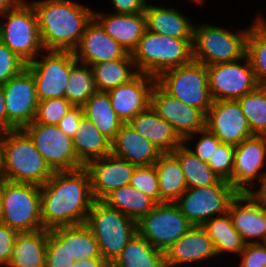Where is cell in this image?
<instances>
[{
  "label": "cell",
  "instance_id": "35",
  "mask_svg": "<svg viewBox=\"0 0 266 267\" xmlns=\"http://www.w3.org/2000/svg\"><path fill=\"white\" fill-rule=\"evenodd\" d=\"M203 227L214 243L217 256L225 252L239 254L244 248L245 243L234 228L228 212L209 219Z\"/></svg>",
  "mask_w": 266,
  "mask_h": 267
},
{
  "label": "cell",
  "instance_id": "57",
  "mask_svg": "<svg viewBox=\"0 0 266 267\" xmlns=\"http://www.w3.org/2000/svg\"><path fill=\"white\" fill-rule=\"evenodd\" d=\"M2 179V173H1V157H0V180Z\"/></svg>",
  "mask_w": 266,
  "mask_h": 267
},
{
  "label": "cell",
  "instance_id": "33",
  "mask_svg": "<svg viewBox=\"0 0 266 267\" xmlns=\"http://www.w3.org/2000/svg\"><path fill=\"white\" fill-rule=\"evenodd\" d=\"M110 267H166L165 253L136 234Z\"/></svg>",
  "mask_w": 266,
  "mask_h": 267
},
{
  "label": "cell",
  "instance_id": "11",
  "mask_svg": "<svg viewBox=\"0 0 266 267\" xmlns=\"http://www.w3.org/2000/svg\"><path fill=\"white\" fill-rule=\"evenodd\" d=\"M193 225L175 203L157 204L137 222V234L165 253Z\"/></svg>",
  "mask_w": 266,
  "mask_h": 267
},
{
  "label": "cell",
  "instance_id": "21",
  "mask_svg": "<svg viewBox=\"0 0 266 267\" xmlns=\"http://www.w3.org/2000/svg\"><path fill=\"white\" fill-rule=\"evenodd\" d=\"M155 84V77L139 73L128 83L107 92L112 108L122 123H128L150 106V96Z\"/></svg>",
  "mask_w": 266,
  "mask_h": 267
},
{
  "label": "cell",
  "instance_id": "48",
  "mask_svg": "<svg viewBox=\"0 0 266 267\" xmlns=\"http://www.w3.org/2000/svg\"><path fill=\"white\" fill-rule=\"evenodd\" d=\"M18 232L6 224H0V266L7 267Z\"/></svg>",
  "mask_w": 266,
  "mask_h": 267
},
{
  "label": "cell",
  "instance_id": "5",
  "mask_svg": "<svg viewBox=\"0 0 266 267\" xmlns=\"http://www.w3.org/2000/svg\"><path fill=\"white\" fill-rule=\"evenodd\" d=\"M85 225L97 240L101 257L109 264L137 234V222L101 200L93 202Z\"/></svg>",
  "mask_w": 266,
  "mask_h": 267
},
{
  "label": "cell",
  "instance_id": "26",
  "mask_svg": "<svg viewBox=\"0 0 266 267\" xmlns=\"http://www.w3.org/2000/svg\"><path fill=\"white\" fill-rule=\"evenodd\" d=\"M93 18L129 54L135 50L146 30L144 12L107 15L93 11Z\"/></svg>",
  "mask_w": 266,
  "mask_h": 267
},
{
  "label": "cell",
  "instance_id": "38",
  "mask_svg": "<svg viewBox=\"0 0 266 267\" xmlns=\"http://www.w3.org/2000/svg\"><path fill=\"white\" fill-rule=\"evenodd\" d=\"M253 135H266V88L257 87L237 99Z\"/></svg>",
  "mask_w": 266,
  "mask_h": 267
},
{
  "label": "cell",
  "instance_id": "45",
  "mask_svg": "<svg viewBox=\"0 0 266 267\" xmlns=\"http://www.w3.org/2000/svg\"><path fill=\"white\" fill-rule=\"evenodd\" d=\"M26 65L12 50L0 42V84L8 82L26 68Z\"/></svg>",
  "mask_w": 266,
  "mask_h": 267
},
{
  "label": "cell",
  "instance_id": "50",
  "mask_svg": "<svg viewBox=\"0 0 266 267\" xmlns=\"http://www.w3.org/2000/svg\"><path fill=\"white\" fill-rule=\"evenodd\" d=\"M116 14H134L144 12L146 0H112Z\"/></svg>",
  "mask_w": 266,
  "mask_h": 267
},
{
  "label": "cell",
  "instance_id": "47",
  "mask_svg": "<svg viewBox=\"0 0 266 267\" xmlns=\"http://www.w3.org/2000/svg\"><path fill=\"white\" fill-rule=\"evenodd\" d=\"M199 135L201 137L198 139L195 150L187 147L194 155H196L203 162L208 163L214 150L222 143L212 132L207 128L200 130Z\"/></svg>",
  "mask_w": 266,
  "mask_h": 267
},
{
  "label": "cell",
  "instance_id": "52",
  "mask_svg": "<svg viewBox=\"0 0 266 267\" xmlns=\"http://www.w3.org/2000/svg\"><path fill=\"white\" fill-rule=\"evenodd\" d=\"M7 131V113L3 85L0 84V132Z\"/></svg>",
  "mask_w": 266,
  "mask_h": 267
},
{
  "label": "cell",
  "instance_id": "6",
  "mask_svg": "<svg viewBox=\"0 0 266 267\" xmlns=\"http://www.w3.org/2000/svg\"><path fill=\"white\" fill-rule=\"evenodd\" d=\"M251 27L234 34L210 24L194 25L193 60L209 66L242 59L246 55V38Z\"/></svg>",
  "mask_w": 266,
  "mask_h": 267
},
{
  "label": "cell",
  "instance_id": "7",
  "mask_svg": "<svg viewBox=\"0 0 266 267\" xmlns=\"http://www.w3.org/2000/svg\"><path fill=\"white\" fill-rule=\"evenodd\" d=\"M2 223L18 233L43 228L40 186L2 179Z\"/></svg>",
  "mask_w": 266,
  "mask_h": 267
},
{
  "label": "cell",
  "instance_id": "39",
  "mask_svg": "<svg viewBox=\"0 0 266 267\" xmlns=\"http://www.w3.org/2000/svg\"><path fill=\"white\" fill-rule=\"evenodd\" d=\"M67 252L74 261L101 257L97 240L85 224L67 226Z\"/></svg>",
  "mask_w": 266,
  "mask_h": 267
},
{
  "label": "cell",
  "instance_id": "32",
  "mask_svg": "<svg viewBox=\"0 0 266 267\" xmlns=\"http://www.w3.org/2000/svg\"><path fill=\"white\" fill-rule=\"evenodd\" d=\"M98 92H108L135 78L139 72L132 58H119L91 66Z\"/></svg>",
  "mask_w": 266,
  "mask_h": 267
},
{
  "label": "cell",
  "instance_id": "16",
  "mask_svg": "<svg viewBox=\"0 0 266 267\" xmlns=\"http://www.w3.org/2000/svg\"><path fill=\"white\" fill-rule=\"evenodd\" d=\"M150 107L168 122L183 139V144L206 128V114L170 96L157 83L150 96Z\"/></svg>",
  "mask_w": 266,
  "mask_h": 267
},
{
  "label": "cell",
  "instance_id": "53",
  "mask_svg": "<svg viewBox=\"0 0 266 267\" xmlns=\"http://www.w3.org/2000/svg\"><path fill=\"white\" fill-rule=\"evenodd\" d=\"M251 26L264 40H266V20L258 17Z\"/></svg>",
  "mask_w": 266,
  "mask_h": 267
},
{
  "label": "cell",
  "instance_id": "30",
  "mask_svg": "<svg viewBox=\"0 0 266 267\" xmlns=\"http://www.w3.org/2000/svg\"><path fill=\"white\" fill-rule=\"evenodd\" d=\"M154 166L158 176L160 203H174L188 189L178 159L172 153H162Z\"/></svg>",
  "mask_w": 266,
  "mask_h": 267
},
{
  "label": "cell",
  "instance_id": "51",
  "mask_svg": "<svg viewBox=\"0 0 266 267\" xmlns=\"http://www.w3.org/2000/svg\"><path fill=\"white\" fill-rule=\"evenodd\" d=\"M72 267H110V264L102 257H92L77 260Z\"/></svg>",
  "mask_w": 266,
  "mask_h": 267
},
{
  "label": "cell",
  "instance_id": "10",
  "mask_svg": "<svg viewBox=\"0 0 266 267\" xmlns=\"http://www.w3.org/2000/svg\"><path fill=\"white\" fill-rule=\"evenodd\" d=\"M238 193L229 181L221 179L214 185L188 188L174 203L193 226H203L217 213L228 212Z\"/></svg>",
  "mask_w": 266,
  "mask_h": 267
},
{
  "label": "cell",
  "instance_id": "17",
  "mask_svg": "<svg viewBox=\"0 0 266 267\" xmlns=\"http://www.w3.org/2000/svg\"><path fill=\"white\" fill-rule=\"evenodd\" d=\"M266 159V135H253L235 146L233 174L229 181L239 193H252L247 185L256 184L257 179L266 178L262 171ZM256 180V181H255ZM247 184V185H246Z\"/></svg>",
  "mask_w": 266,
  "mask_h": 267
},
{
  "label": "cell",
  "instance_id": "44",
  "mask_svg": "<svg viewBox=\"0 0 266 267\" xmlns=\"http://www.w3.org/2000/svg\"><path fill=\"white\" fill-rule=\"evenodd\" d=\"M234 151V145L221 143L207 163L222 180L230 181L232 178Z\"/></svg>",
  "mask_w": 266,
  "mask_h": 267
},
{
  "label": "cell",
  "instance_id": "42",
  "mask_svg": "<svg viewBox=\"0 0 266 267\" xmlns=\"http://www.w3.org/2000/svg\"><path fill=\"white\" fill-rule=\"evenodd\" d=\"M73 105L65 98H51L38 102L35 122L57 125Z\"/></svg>",
  "mask_w": 266,
  "mask_h": 267
},
{
  "label": "cell",
  "instance_id": "58",
  "mask_svg": "<svg viewBox=\"0 0 266 267\" xmlns=\"http://www.w3.org/2000/svg\"><path fill=\"white\" fill-rule=\"evenodd\" d=\"M193 1H195L197 3H204L203 1H205V0H193Z\"/></svg>",
  "mask_w": 266,
  "mask_h": 267
},
{
  "label": "cell",
  "instance_id": "2",
  "mask_svg": "<svg viewBox=\"0 0 266 267\" xmlns=\"http://www.w3.org/2000/svg\"><path fill=\"white\" fill-rule=\"evenodd\" d=\"M44 50L72 51L78 45L93 10L70 0L31 1Z\"/></svg>",
  "mask_w": 266,
  "mask_h": 267
},
{
  "label": "cell",
  "instance_id": "15",
  "mask_svg": "<svg viewBox=\"0 0 266 267\" xmlns=\"http://www.w3.org/2000/svg\"><path fill=\"white\" fill-rule=\"evenodd\" d=\"M7 113V131L23 129L34 121L38 106L36 84L26 67L3 84Z\"/></svg>",
  "mask_w": 266,
  "mask_h": 267
},
{
  "label": "cell",
  "instance_id": "4",
  "mask_svg": "<svg viewBox=\"0 0 266 267\" xmlns=\"http://www.w3.org/2000/svg\"><path fill=\"white\" fill-rule=\"evenodd\" d=\"M192 42L145 30L131 56L139 73L157 78L193 60Z\"/></svg>",
  "mask_w": 266,
  "mask_h": 267
},
{
  "label": "cell",
  "instance_id": "46",
  "mask_svg": "<svg viewBox=\"0 0 266 267\" xmlns=\"http://www.w3.org/2000/svg\"><path fill=\"white\" fill-rule=\"evenodd\" d=\"M241 261L239 267H266V244L249 243L239 253Z\"/></svg>",
  "mask_w": 266,
  "mask_h": 267
},
{
  "label": "cell",
  "instance_id": "14",
  "mask_svg": "<svg viewBox=\"0 0 266 267\" xmlns=\"http://www.w3.org/2000/svg\"><path fill=\"white\" fill-rule=\"evenodd\" d=\"M242 61H245L244 65L239 63ZM207 74L213 101L237 100L258 87L247 55L234 62L209 65Z\"/></svg>",
  "mask_w": 266,
  "mask_h": 267
},
{
  "label": "cell",
  "instance_id": "20",
  "mask_svg": "<svg viewBox=\"0 0 266 267\" xmlns=\"http://www.w3.org/2000/svg\"><path fill=\"white\" fill-rule=\"evenodd\" d=\"M73 54L78 62L89 66L119 58H132L94 18L87 23Z\"/></svg>",
  "mask_w": 266,
  "mask_h": 267
},
{
  "label": "cell",
  "instance_id": "54",
  "mask_svg": "<svg viewBox=\"0 0 266 267\" xmlns=\"http://www.w3.org/2000/svg\"><path fill=\"white\" fill-rule=\"evenodd\" d=\"M252 194L260 201L264 208H266V178L260 184V189L253 191Z\"/></svg>",
  "mask_w": 266,
  "mask_h": 267
},
{
  "label": "cell",
  "instance_id": "23",
  "mask_svg": "<svg viewBox=\"0 0 266 267\" xmlns=\"http://www.w3.org/2000/svg\"><path fill=\"white\" fill-rule=\"evenodd\" d=\"M217 256L214 243L203 226H193L165 251L166 267L203 261Z\"/></svg>",
  "mask_w": 266,
  "mask_h": 267
},
{
  "label": "cell",
  "instance_id": "1",
  "mask_svg": "<svg viewBox=\"0 0 266 267\" xmlns=\"http://www.w3.org/2000/svg\"><path fill=\"white\" fill-rule=\"evenodd\" d=\"M43 228L51 230L85 224L95 201L88 170L55 171L40 186Z\"/></svg>",
  "mask_w": 266,
  "mask_h": 267
},
{
  "label": "cell",
  "instance_id": "55",
  "mask_svg": "<svg viewBox=\"0 0 266 267\" xmlns=\"http://www.w3.org/2000/svg\"><path fill=\"white\" fill-rule=\"evenodd\" d=\"M24 0H0V15L21 4Z\"/></svg>",
  "mask_w": 266,
  "mask_h": 267
},
{
  "label": "cell",
  "instance_id": "28",
  "mask_svg": "<svg viewBox=\"0 0 266 267\" xmlns=\"http://www.w3.org/2000/svg\"><path fill=\"white\" fill-rule=\"evenodd\" d=\"M72 140L77 159L84 167L92 160L111 154V141L85 115Z\"/></svg>",
  "mask_w": 266,
  "mask_h": 267
},
{
  "label": "cell",
  "instance_id": "40",
  "mask_svg": "<svg viewBox=\"0 0 266 267\" xmlns=\"http://www.w3.org/2000/svg\"><path fill=\"white\" fill-rule=\"evenodd\" d=\"M74 262L67 252V227L47 230L45 267H72Z\"/></svg>",
  "mask_w": 266,
  "mask_h": 267
},
{
  "label": "cell",
  "instance_id": "27",
  "mask_svg": "<svg viewBox=\"0 0 266 267\" xmlns=\"http://www.w3.org/2000/svg\"><path fill=\"white\" fill-rule=\"evenodd\" d=\"M146 30L185 40H193L194 24L174 8L147 3L144 10Z\"/></svg>",
  "mask_w": 266,
  "mask_h": 267
},
{
  "label": "cell",
  "instance_id": "12",
  "mask_svg": "<svg viewBox=\"0 0 266 267\" xmlns=\"http://www.w3.org/2000/svg\"><path fill=\"white\" fill-rule=\"evenodd\" d=\"M23 130L32 139L46 164L55 171H71L84 167L77 159L73 140L57 125L33 121Z\"/></svg>",
  "mask_w": 266,
  "mask_h": 267
},
{
  "label": "cell",
  "instance_id": "36",
  "mask_svg": "<svg viewBox=\"0 0 266 267\" xmlns=\"http://www.w3.org/2000/svg\"><path fill=\"white\" fill-rule=\"evenodd\" d=\"M182 144L172 154L178 159L185 176L187 188H198L218 183L221 179L206 162H203Z\"/></svg>",
  "mask_w": 266,
  "mask_h": 267
},
{
  "label": "cell",
  "instance_id": "31",
  "mask_svg": "<svg viewBox=\"0 0 266 267\" xmlns=\"http://www.w3.org/2000/svg\"><path fill=\"white\" fill-rule=\"evenodd\" d=\"M101 201L135 222H138L157 205L152 198L130 184L112 190Z\"/></svg>",
  "mask_w": 266,
  "mask_h": 267
},
{
  "label": "cell",
  "instance_id": "49",
  "mask_svg": "<svg viewBox=\"0 0 266 267\" xmlns=\"http://www.w3.org/2000/svg\"><path fill=\"white\" fill-rule=\"evenodd\" d=\"M83 116V107L73 106L71 110L60 120L57 126L60 131L73 138Z\"/></svg>",
  "mask_w": 266,
  "mask_h": 267
},
{
  "label": "cell",
  "instance_id": "25",
  "mask_svg": "<svg viewBox=\"0 0 266 267\" xmlns=\"http://www.w3.org/2000/svg\"><path fill=\"white\" fill-rule=\"evenodd\" d=\"M127 124L162 153H172L183 144V139L174 128L150 106L134 116Z\"/></svg>",
  "mask_w": 266,
  "mask_h": 267
},
{
  "label": "cell",
  "instance_id": "19",
  "mask_svg": "<svg viewBox=\"0 0 266 267\" xmlns=\"http://www.w3.org/2000/svg\"><path fill=\"white\" fill-rule=\"evenodd\" d=\"M228 213L245 244L266 242V208L252 193H238Z\"/></svg>",
  "mask_w": 266,
  "mask_h": 267
},
{
  "label": "cell",
  "instance_id": "43",
  "mask_svg": "<svg viewBox=\"0 0 266 267\" xmlns=\"http://www.w3.org/2000/svg\"><path fill=\"white\" fill-rule=\"evenodd\" d=\"M129 184L160 204L158 176L154 165L136 166Z\"/></svg>",
  "mask_w": 266,
  "mask_h": 267
},
{
  "label": "cell",
  "instance_id": "41",
  "mask_svg": "<svg viewBox=\"0 0 266 267\" xmlns=\"http://www.w3.org/2000/svg\"><path fill=\"white\" fill-rule=\"evenodd\" d=\"M246 55L251 62L258 87L266 88V40L252 27L246 38Z\"/></svg>",
  "mask_w": 266,
  "mask_h": 267
},
{
  "label": "cell",
  "instance_id": "22",
  "mask_svg": "<svg viewBox=\"0 0 266 267\" xmlns=\"http://www.w3.org/2000/svg\"><path fill=\"white\" fill-rule=\"evenodd\" d=\"M85 168L90 175L94 200H102L112 190L130 183L136 165L111 153L90 161Z\"/></svg>",
  "mask_w": 266,
  "mask_h": 267
},
{
  "label": "cell",
  "instance_id": "3",
  "mask_svg": "<svg viewBox=\"0 0 266 267\" xmlns=\"http://www.w3.org/2000/svg\"><path fill=\"white\" fill-rule=\"evenodd\" d=\"M0 157L4 180L42 186L53 174L23 129L0 132Z\"/></svg>",
  "mask_w": 266,
  "mask_h": 267
},
{
  "label": "cell",
  "instance_id": "37",
  "mask_svg": "<svg viewBox=\"0 0 266 267\" xmlns=\"http://www.w3.org/2000/svg\"><path fill=\"white\" fill-rule=\"evenodd\" d=\"M80 64L74 57L73 68L65 89V98L73 106H83L97 92L91 66Z\"/></svg>",
  "mask_w": 266,
  "mask_h": 267
},
{
  "label": "cell",
  "instance_id": "13",
  "mask_svg": "<svg viewBox=\"0 0 266 267\" xmlns=\"http://www.w3.org/2000/svg\"><path fill=\"white\" fill-rule=\"evenodd\" d=\"M39 54L41 61L35 59L26 67L31 71L36 84L39 101L65 97V89L73 68L72 51L45 50Z\"/></svg>",
  "mask_w": 266,
  "mask_h": 267
},
{
  "label": "cell",
  "instance_id": "56",
  "mask_svg": "<svg viewBox=\"0 0 266 267\" xmlns=\"http://www.w3.org/2000/svg\"><path fill=\"white\" fill-rule=\"evenodd\" d=\"M3 220V208H2V179L0 180V224Z\"/></svg>",
  "mask_w": 266,
  "mask_h": 267
},
{
  "label": "cell",
  "instance_id": "29",
  "mask_svg": "<svg viewBox=\"0 0 266 267\" xmlns=\"http://www.w3.org/2000/svg\"><path fill=\"white\" fill-rule=\"evenodd\" d=\"M47 230L18 233L7 267H45Z\"/></svg>",
  "mask_w": 266,
  "mask_h": 267
},
{
  "label": "cell",
  "instance_id": "34",
  "mask_svg": "<svg viewBox=\"0 0 266 267\" xmlns=\"http://www.w3.org/2000/svg\"><path fill=\"white\" fill-rule=\"evenodd\" d=\"M82 107L84 115L112 141L123 123L112 108L109 94L97 91Z\"/></svg>",
  "mask_w": 266,
  "mask_h": 267
},
{
  "label": "cell",
  "instance_id": "8",
  "mask_svg": "<svg viewBox=\"0 0 266 267\" xmlns=\"http://www.w3.org/2000/svg\"><path fill=\"white\" fill-rule=\"evenodd\" d=\"M156 83L170 96L207 114L213 100L208 86L207 66L190 63L162 72Z\"/></svg>",
  "mask_w": 266,
  "mask_h": 267
},
{
  "label": "cell",
  "instance_id": "18",
  "mask_svg": "<svg viewBox=\"0 0 266 267\" xmlns=\"http://www.w3.org/2000/svg\"><path fill=\"white\" fill-rule=\"evenodd\" d=\"M206 128L222 143L234 146L253 136L237 100L213 101L206 114Z\"/></svg>",
  "mask_w": 266,
  "mask_h": 267
},
{
  "label": "cell",
  "instance_id": "9",
  "mask_svg": "<svg viewBox=\"0 0 266 267\" xmlns=\"http://www.w3.org/2000/svg\"><path fill=\"white\" fill-rule=\"evenodd\" d=\"M7 23L0 22V42L5 44L26 64L38 59L44 52L38 30L36 12L29 2L7 10L3 15Z\"/></svg>",
  "mask_w": 266,
  "mask_h": 267
},
{
  "label": "cell",
  "instance_id": "24",
  "mask_svg": "<svg viewBox=\"0 0 266 267\" xmlns=\"http://www.w3.org/2000/svg\"><path fill=\"white\" fill-rule=\"evenodd\" d=\"M111 153L136 166H150L162 152L127 123H123L111 141Z\"/></svg>",
  "mask_w": 266,
  "mask_h": 267
}]
</instances>
